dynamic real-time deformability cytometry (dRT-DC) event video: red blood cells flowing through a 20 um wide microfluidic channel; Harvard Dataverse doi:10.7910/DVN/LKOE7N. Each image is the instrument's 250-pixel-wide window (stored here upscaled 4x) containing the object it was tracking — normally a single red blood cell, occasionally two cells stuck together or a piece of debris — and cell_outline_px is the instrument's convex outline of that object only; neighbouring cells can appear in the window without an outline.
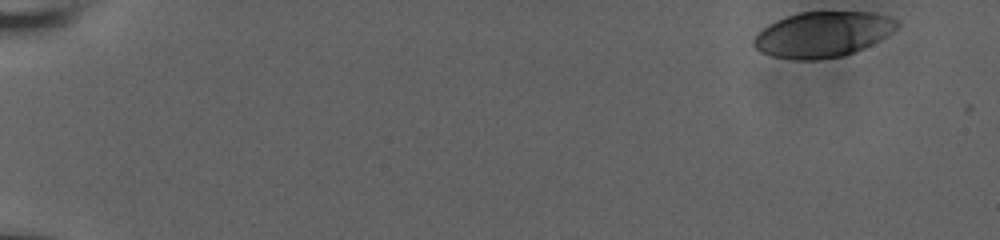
{"species": "human", "species_latin": "Homo sapiens", "temperature_condition": "room temperature", "stored_images_in_passage": 47, "camera_frame_rate_fps": 3000, "um_per_image_px": 0.085, "donor": {"sex": "male"}, "frame": {"image": 1, "passage_image": 1, "time_ms": 0.0, "image_size_px": [1000, 240], "cell_outline_px": [[900, 24], [896, 28], [884, 36], [844, 56], [816, 60], [796, 60], [772, 56], [760, 52], [752, 44], [752, 40], [756, 32], [768, 24], [776, 20], [800, 12], [872, 12], [888, 16], [896, 20]], "centroid_in_image_um": [69.84, 2.92], "position_along_channel_um": 15.2, "area_um2": 37.69}}
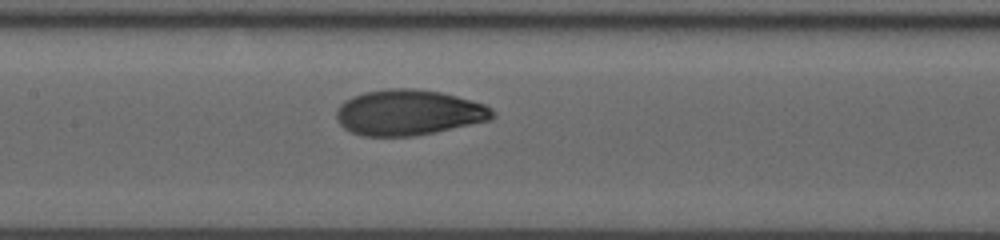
{"frame": {"image": 2, "passage_image": 27, "time_ms": 8.667, "image_size_px": [1000, 240], "cell_outline_px": [[496, 116], [488, 120], [436, 132], [416, 136], [360, 136], [344, 128], [336, 120], [336, 108], [340, 104], [352, 96], [364, 92], [388, 88], [412, 88], [440, 92], [456, 96], [484, 104], [492, 108], [496, 112]], "centroid_in_image_um": [34.71, 9.57], "position_along_channel_um": 172.7, "area_um2": 41.62}}
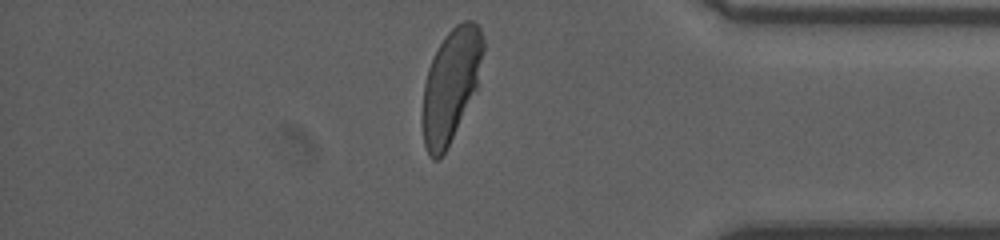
{"frame": {"image": 3, "passage_image": 46, "time_ms": 15.0, "image_size_px": [1000, 240], "cell_outline_px": [[484, 48], [476, 88], [440, 160], [432, 160], [424, 144], [420, 120], [424, 84], [428, 68], [444, 36], [456, 24], [464, 20], [472, 20], [480, 28], [484, 40]], "centroid_in_image_um": [38.28, 7.23], "position_along_channel_um": 396.9, "area_um2": 39.48}, "authors_computed_cell_mechanics": {"area_um2": 40.0554, "velocity_mm_per_s": 3.8458, "shape_relaxation_time_tau1_ms": 4.151, "shape_relaxation_time_tau2_ms": null, "deformation_change_tau1": 0.1884, "deformation_change_tau2": null}}